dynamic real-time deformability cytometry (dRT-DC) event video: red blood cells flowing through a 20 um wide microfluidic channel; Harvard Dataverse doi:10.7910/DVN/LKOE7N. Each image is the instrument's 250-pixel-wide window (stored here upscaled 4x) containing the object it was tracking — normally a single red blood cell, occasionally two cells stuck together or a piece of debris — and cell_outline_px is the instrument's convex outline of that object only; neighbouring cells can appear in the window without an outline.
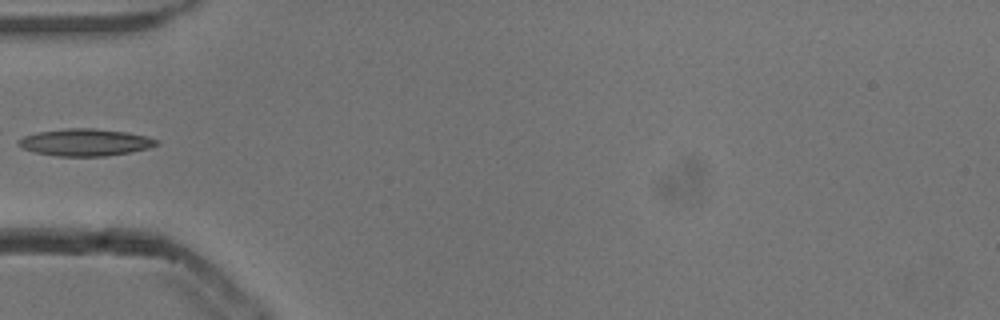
{"species": "common noctule bat (a hibernating species)", "species_latin": "Nyctalus noctula", "temperature_condition": "cold", "stored_images_in_passage": 31, "camera_frame_rate_fps": 3000, "um_per_image_px": 0.085, "animal": {"sex": "male", "body_mass_g": 13.3}, "frame": {"image": 1, "passage_image": 1, "time_ms": 0.0, "image_size_px": [1000, 320], "cell_outline_px": [[160, 144], [148, 148], [128, 152], [104, 156], [56, 156], [36, 152], [20, 148], [16, 144], [16, 140], [24, 136], [36, 132], [64, 128], [92, 128], [124, 132], [148, 136], [160, 140]], "centroid_in_image_um": [7.21, 12.09], "position_along_channel_um": 77.8, "area_um2": 21.91}}
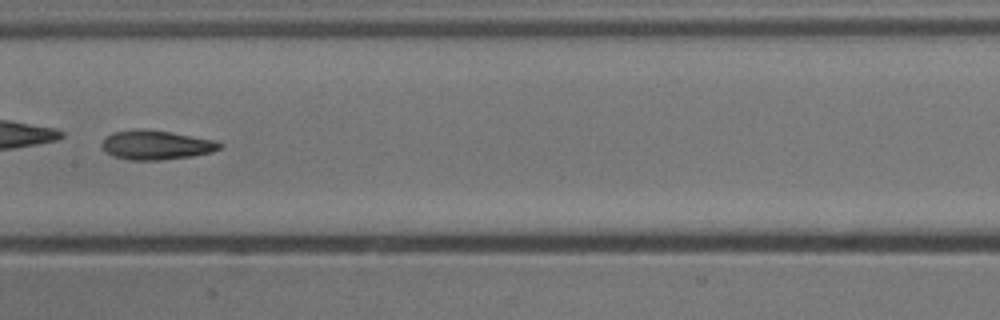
{"frame": {"image": 2, "passage_image": 10, "time_ms": 3.0, "image_size_px": [1000, 320], "cell_outline_px": [[224, 144], [220, 148], [212, 152], [192, 156], [160, 160], [128, 160], [112, 156], [100, 144], [112, 132], [140, 128], [144, 128], [172, 132], [216, 140]], "centroid_in_image_um": [13.3, 12.31], "position_along_channel_um": 194.1, "area_um2": 20.23}}